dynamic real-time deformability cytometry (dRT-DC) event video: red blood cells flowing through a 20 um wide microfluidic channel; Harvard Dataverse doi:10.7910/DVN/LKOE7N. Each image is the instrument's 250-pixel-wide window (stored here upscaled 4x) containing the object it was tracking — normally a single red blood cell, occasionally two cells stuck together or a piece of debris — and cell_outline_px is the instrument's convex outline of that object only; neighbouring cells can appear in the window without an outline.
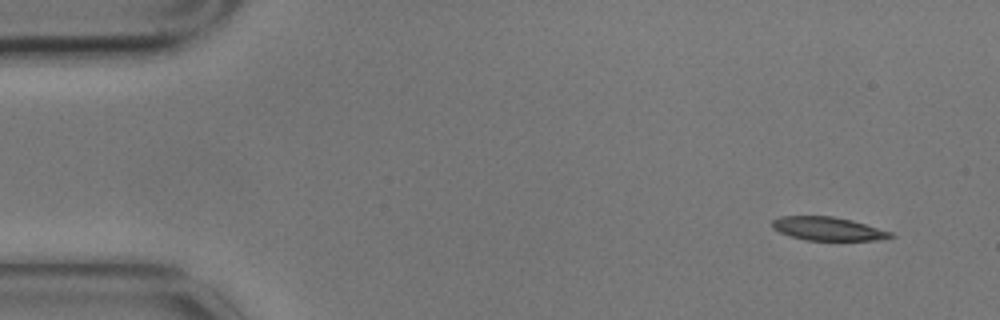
{"species": "common noctule bat (a hibernating species)", "species_latin": "Nyctalus noctula", "temperature_condition": "cold", "stored_images_in_passage": 6, "segment_of_instrument_passage": [2, 2], "camera_frame_rate_fps": 3000, "um_per_image_px": 0.085, "animal": {"sex": "male", "body_mass_g": 17.9}, "frame": {"image": 1, "passage_image": 6, "time_ms": 1.667, "image_size_px": [1000, 320], "cell_outline_px": [[896, 236], [876, 240], [804, 240], [780, 232], [772, 228], [772, 220], [780, 216], [832, 216], [852, 220], [892, 232]], "centroid_in_image_um": [70.37, 19.44], "position_along_channel_um": 14.6, "area_um2": 16.13}}